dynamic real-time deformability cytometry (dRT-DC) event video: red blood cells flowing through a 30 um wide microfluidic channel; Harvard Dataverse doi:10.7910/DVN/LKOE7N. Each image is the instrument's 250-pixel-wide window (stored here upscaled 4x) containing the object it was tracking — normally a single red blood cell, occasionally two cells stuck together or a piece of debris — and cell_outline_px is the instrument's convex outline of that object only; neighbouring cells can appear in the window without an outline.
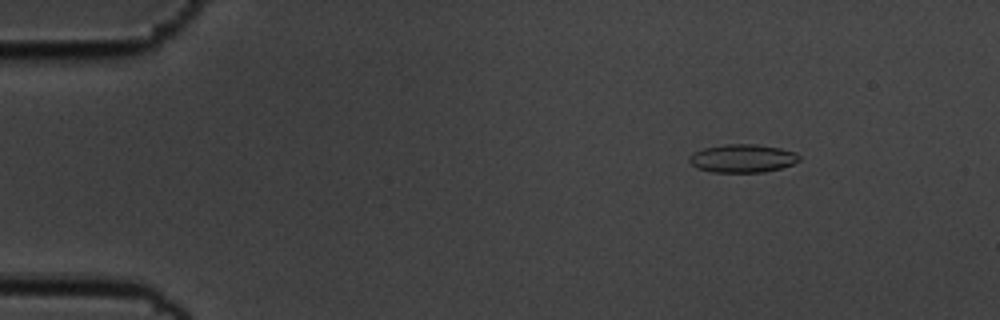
{"species": "common noctule bat (a hibernating species)", "species_latin": "Nyctalus noctula", "temperature_condition": "cold", "stored_images_in_passage": 55, "camera_frame_rate_fps": 3000, "um_per_image_px": 0.085, "animal": {"sex": "male", "body_mass_g": 19.5, "forearm_length_mm": 54.6}, "frame": {"image": 1, "passage_image": 7, "time_ms": 2.0, "image_size_px": [1000, 320], "cell_outline_px": [[800, 160], [792, 164], [780, 168], [764, 172], [712, 172], [696, 168], [688, 160], [688, 156], [704, 148], [728, 144], [756, 144], [780, 148], [796, 152], [800, 156]], "centroid_in_image_um": [63.12, 13.46], "position_along_channel_um": 21.9, "area_um2": 18.03}}
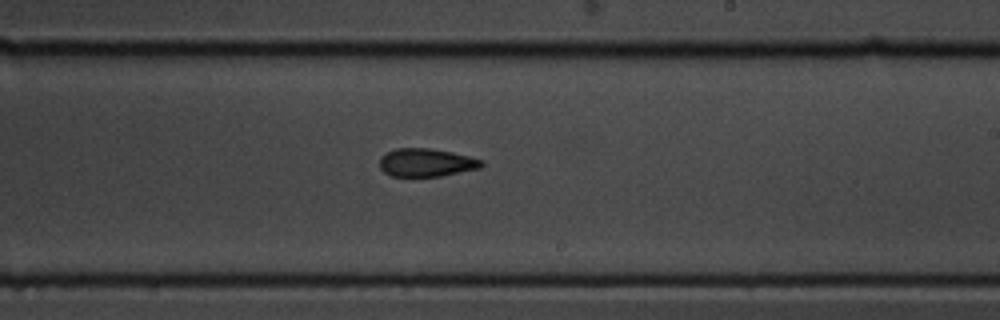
{"frame": {"image": 2, "passage_image": 33, "time_ms": 10.667, "image_size_px": [1000, 320], "cell_outline_px": [[484, 164], [480, 168], [440, 176], [392, 176], [384, 172], [380, 168], [380, 156], [396, 148], [428, 148], [452, 152], [484, 160]], "centroid_in_image_um": [36.24, 13.81], "position_along_channel_um": 252.8, "area_um2": 16.65}}
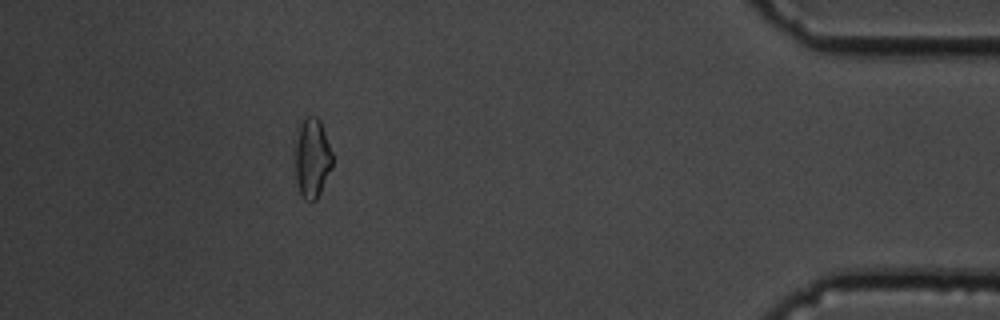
{"frame": {"image": 3, "passage_image": 50, "time_ms": 16.333, "image_size_px": [1000, 320], "cell_outline_px": [[332, 168], [316, 200], [304, 200], [300, 192], [296, 180], [292, 140], [296, 124], [304, 116], [316, 116], [320, 120], [332, 152]], "centroid_in_image_um": [26.45, 13.33], "position_along_channel_um": 408.7, "area_um2": 18.26}, "authors_computed_cell_mechanics": {"area_um2": 17.5134, "velocity_mm_per_s": 3.616, "shape_relaxation_time_tau1_ms": null, "shape_relaxation_time_tau2_ms": 6.3512, "deformation_change_tau1": null, "deformation_change_tau2": 0.1381}}